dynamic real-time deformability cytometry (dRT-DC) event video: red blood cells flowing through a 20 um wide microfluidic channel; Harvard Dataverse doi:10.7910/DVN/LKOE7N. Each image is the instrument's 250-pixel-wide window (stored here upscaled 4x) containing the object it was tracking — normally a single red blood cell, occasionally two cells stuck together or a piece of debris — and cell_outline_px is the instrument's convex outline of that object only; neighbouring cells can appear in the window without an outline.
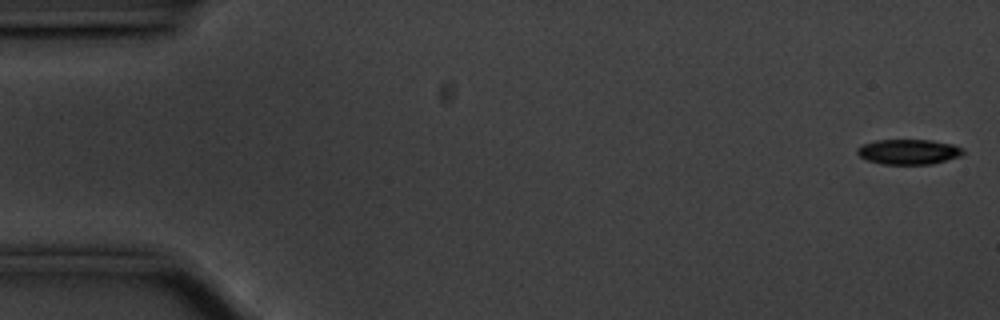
{"species": "common noctule bat (a hibernating species)", "species_latin": "Nyctalus noctula", "temperature_condition": "cold", "stored_images_in_passage": 56, "camera_frame_rate_fps": 3000, "um_per_image_px": 0.085, "animal": {"sex": "male", "body_mass_g": 20.1, "forearm_length_mm": 53.5}, "frame": {"image": 1, "passage_image": 1, "time_ms": 0.0, "image_size_px": [1000, 320], "cell_outline_px": [[964, 152], [960, 156], [932, 164], [884, 164], [864, 160], [856, 152], [856, 148], [864, 144], [876, 140], [932, 140], [952, 144], [964, 148]], "centroid_in_image_um": [77.22, 12.9], "position_along_channel_um": 7.8, "area_um2": 15.55}}
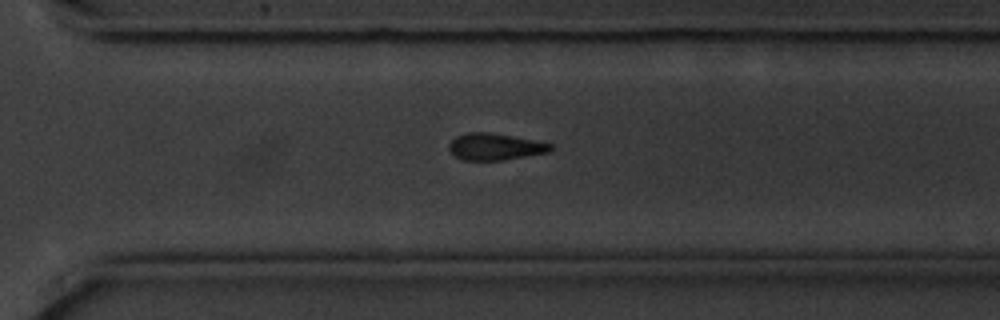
{"frame": {"image": 2, "passage_image": 39, "time_ms": 12.667, "image_size_px": [1000, 320], "cell_outline_px": [[556, 148], [552, 152], [504, 160], [460, 160], [448, 148], [448, 144], [456, 136], [468, 132], [488, 132], [512, 136], [552, 144]], "centroid_in_image_um": [42.11, 12.48], "position_along_channel_um": 328.5, "area_um2": 15.95}}
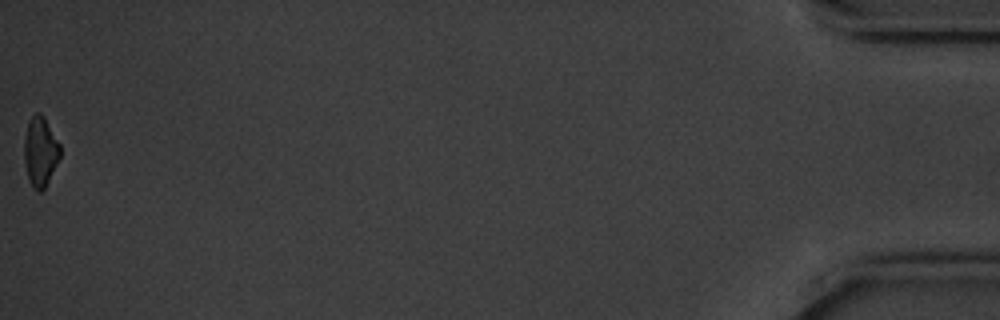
{"frame": {"image": 3, "passage_image": 56, "time_ms": 18.333, "image_size_px": [1000, 320], "cell_outline_px": [[60, 156], [44, 188], [40, 192], [36, 192], [32, 188], [28, 180], [24, 164], [24, 140], [28, 124], [32, 116], [36, 112], [40, 112], [44, 116], [60, 144]], "centroid_in_image_um": [3.41, 12.9], "position_along_channel_um": 431.8, "area_um2": 14.57}, "authors_computed_cell_mechanics": {"area_um2": 16.5019, "velocity_mm_per_s": 3.5665, "shape_relaxation_time_tau1_ms": 2.2945, "shape_relaxation_time_tau2_ms": 10.0856, "deformation_change_tau1": 0.1247, "deformation_change_tau2": 0.2493}}